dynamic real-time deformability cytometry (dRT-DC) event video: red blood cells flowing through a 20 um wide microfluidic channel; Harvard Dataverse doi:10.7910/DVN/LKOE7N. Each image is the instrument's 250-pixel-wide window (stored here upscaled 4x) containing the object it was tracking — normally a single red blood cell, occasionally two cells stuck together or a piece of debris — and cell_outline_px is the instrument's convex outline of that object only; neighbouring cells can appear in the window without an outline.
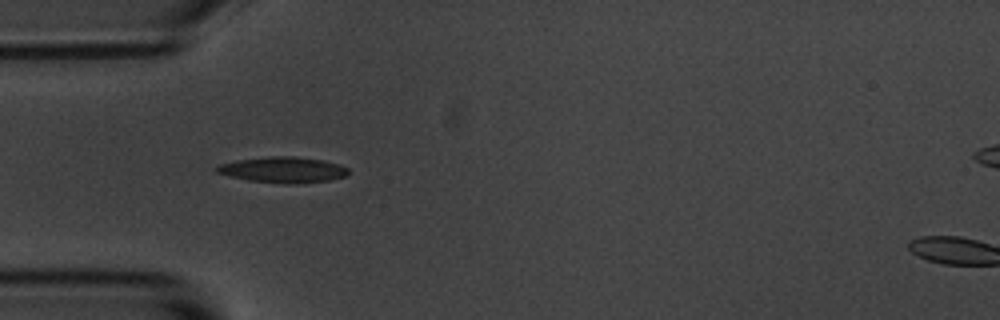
{"species": "common noctule bat (a hibernating species)", "species_latin": "Nyctalus noctula", "temperature_condition": "room temperature", "stored_images_in_passage": 5, "camera_frame_rate_fps": 3000, "um_per_image_px": 0.085, "animal": {"sex": "male", "body_mass_g": 20.1, "forearm_length_mm": 53.5}, "frame": {"image": 1, "passage_image": 4, "time_ms": 3.667, "image_size_px": [1000, 320], "cell_outline_px": [[348, 176], [328, 180], [296, 184], [288, 184], [248, 180], [216, 172], [212, 168], [216, 164], [236, 160], [268, 156], [296, 156], [324, 160], [340, 164], [348, 168]], "centroid_in_image_um": [24.04, 14.42], "position_along_channel_um": 61.0, "area_um2": 20.06}}